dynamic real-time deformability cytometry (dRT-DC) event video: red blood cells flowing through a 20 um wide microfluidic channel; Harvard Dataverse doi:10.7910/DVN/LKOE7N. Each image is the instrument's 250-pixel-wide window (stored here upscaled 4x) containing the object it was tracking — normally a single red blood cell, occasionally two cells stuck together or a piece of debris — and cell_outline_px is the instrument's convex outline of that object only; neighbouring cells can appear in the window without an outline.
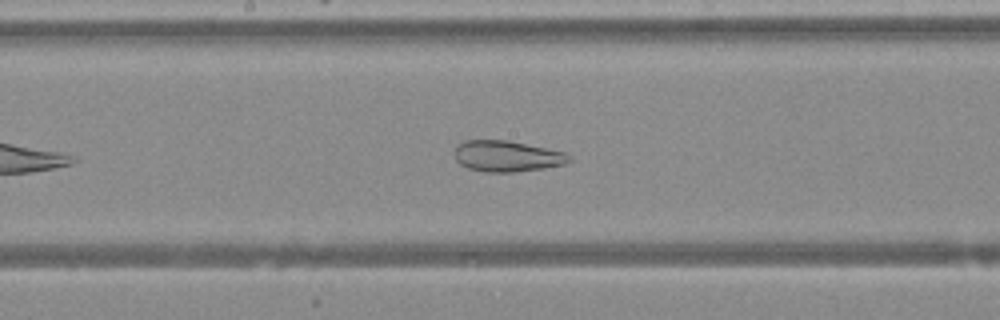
{"species": "Egyptian fruit bat (a non-hibernating species)", "species_latin": "Rousettus aegyptiacus", "temperature_condition": "warm", "stored_images_in_passage": 33, "camera_frame_rate_fps": 3000, "um_per_image_px": 0.085, "animal": {"sex": "female"}, "frame": {"image": 1, "passage_image": 15, "time_ms": 4.667, "image_size_px": [1000, 320], "cell_outline_px": [[572, 160], [568, 164], [544, 168], [512, 172], [484, 172], [468, 168], [460, 164], [456, 160], [456, 144], [464, 140], [508, 140], [568, 152], [572, 156]], "centroid_in_image_um": [43.16, 13.27], "position_along_channel_um": 205.0, "area_um2": 21.04}}